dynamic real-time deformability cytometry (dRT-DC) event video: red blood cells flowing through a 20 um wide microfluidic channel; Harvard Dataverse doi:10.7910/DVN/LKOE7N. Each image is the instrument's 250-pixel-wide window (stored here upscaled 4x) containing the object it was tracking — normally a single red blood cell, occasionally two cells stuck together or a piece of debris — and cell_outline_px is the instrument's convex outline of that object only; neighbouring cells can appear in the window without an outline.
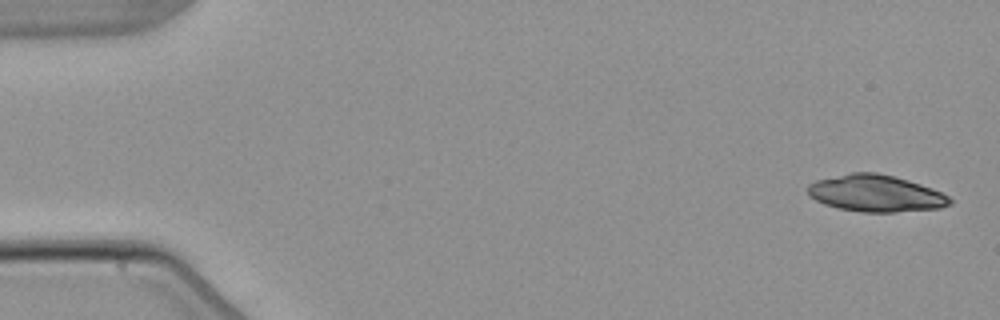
{"species": "common noctule bat (a hibernating species)", "species_latin": "Nyctalus noctula", "temperature_condition": "warm", "stored_images_in_passage": 5, "camera_frame_rate_fps": 3000, "um_per_image_px": 0.085, "animal": {"sex": "male", "body_mass_g": 21.5, "forearm_length_mm": 52.0}, "frame": {"image": 1, "passage_image": 1, "time_ms": 0.0, "image_size_px": [1000, 320], "cell_outline_px": [[952, 204], [940, 208], [896, 212], [860, 212], [840, 208], [824, 204], [808, 196], [808, 184], [816, 180], [852, 172], [876, 172], [908, 180], [932, 188], [948, 196], [952, 200]], "centroid_in_image_um": [74.43, 16.44], "position_along_channel_um": 10.6, "area_um2": 30.4}}